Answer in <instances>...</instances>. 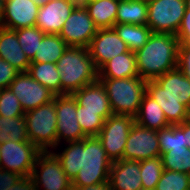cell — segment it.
Masks as SVG:
<instances>
[{
  "label": "cell",
  "mask_w": 190,
  "mask_h": 190,
  "mask_svg": "<svg viewBox=\"0 0 190 190\" xmlns=\"http://www.w3.org/2000/svg\"><path fill=\"white\" fill-rule=\"evenodd\" d=\"M106 90L113 114L132 115L138 113L147 82L140 77L99 78Z\"/></svg>",
  "instance_id": "cell-6"
},
{
  "label": "cell",
  "mask_w": 190,
  "mask_h": 190,
  "mask_svg": "<svg viewBox=\"0 0 190 190\" xmlns=\"http://www.w3.org/2000/svg\"><path fill=\"white\" fill-rule=\"evenodd\" d=\"M20 101L10 88L0 90V116L19 117L24 116Z\"/></svg>",
  "instance_id": "cell-35"
},
{
  "label": "cell",
  "mask_w": 190,
  "mask_h": 190,
  "mask_svg": "<svg viewBox=\"0 0 190 190\" xmlns=\"http://www.w3.org/2000/svg\"><path fill=\"white\" fill-rule=\"evenodd\" d=\"M160 157L165 170L185 172L190 175V149L188 147L172 148Z\"/></svg>",
  "instance_id": "cell-29"
},
{
  "label": "cell",
  "mask_w": 190,
  "mask_h": 190,
  "mask_svg": "<svg viewBox=\"0 0 190 190\" xmlns=\"http://www.w3.org/2000/svg\"><path fill=\"white\" fill-rule=\"evenodd\" d=\"M67 47L68 45L59 35L45 33L31 62H51L56 64Z\"/></svg>",
  "instance_id": "cell-27"
},
{
  "label": "cell",
  "mask_w": 190,
  "mask_h": 190,
  "mask_svg": "<svg viewBox=\"0 0 190 190\" xmlns=\"http://www.w3.org/2000/svg\"><path fill=\"white\" fill-rule=\"evenodd\" d=\"M56 103V117H57V146L60 148L61 142H75L81 141L87 137L77 120V100L73 94L57 95L53 99Z\"/></svg>",
  "instance_id": "cell-11"
},
{
  "label": "cell",
  "mask_w": 190,
  "mask_h": 190,
  "mask_svg": "<svg viewBox=\"0 0 190 190\" xmlns=\"http://www.w3.org/2000/svg\"><path fill=\"white\" fill-rule=\"evenodd\" d=\"M7 141H29L24 116L7 118L0 116V143Z\"/></svg>",
  "instance_id": "cell-28"
},
{
  "label": "cell",
  "mask_w": 190,
  "mask_h": 190,
  "mask_svg": "<svg viewBox=\"0 0 190 190\" xmlns=\"http://www.w3.org/2000/svg\"><path fill=\"white\" fill-rule=\"evenodd\" d=\"M72 6L73 10H85L91 0H67Z\"/></svg>",
  "instance_id": "cell-40"
},
{
  "label": "cell",
  "mask_w": 190,
  "mask_h": 190,
  "mask_svg": "<svg viewBox=\"0 0 190 190\" xmlns=\"http://www.w3.org/2000/svg\"><path fill=\"white\" fill-rule=\"evenodd\" d=\"M0 58L19 72H27L31 61L23 52L15 30L0 26Z\"/></svg>",
  "instance_id": "cell-20"
},
{
  "label": "cell",
  "mask_w": 190,
  "mask_h": 190,
  "mask_svg": "<svg viewBox=\"0 0 190 190\" xmlns=\"http://www.w3.org/2000/svg\"><path fill=\"white\" fill-rule=\"evenodd\" d=\"M5 1L6 0H0V26H2V20L4 16Z\"/></svg>",
  "instance_id": "cell-42"
},
{
  "label": "cell",
  "mask_w": 190,
  "mask_h": 190,
  "mask_svg": "<svg viewBox=\"0 0 190 190\" xmlns=\"http://www.w3.org/2000/svg\"><path fill=\"white\" fill-rule=\"evenodd\" d=\"M178 125L184 130L185 144H186V147L190 149V121L186 120Z\"/></svg>",
  "instance_id": "cell-41"
},
{
  "label": "cell",
  "mask_w": 190,
  "mask_h": 190,
  "mask_svg": "<svg viewBox=\"0 0 190 190\" xmlns=\"http://www.w3.org/2000/svg\"><path fill=\"white\" fill-rule=\"evenodd\" d=\"M15 31L23 52L26 53L27 57L31 61L34 58L35 52L38 49L45 33L36 26L16 29Z\"/></svg>",
  "instance_id": "cell-32"
},
{
  "label": "cell",
  "mask_w": 190,
  "mask_h": 190,
  "mask_svg": "<svg viewBox=\"0 0 190 190\" xmlns=\"http://www.w3.org/2000/svg\"><path fill=\"white\" fill-rule=\"evenodd\" d=\"M22 190H73V185L58 158L47 151L38 155L31 177Z\"/></svg>",
  "instance_id": "cell-8"
},
{
  "label": "cell",
  "mask_w": 190,
  "mask_h": 190,
  "mask_svg": "<svg viewBox=\"0 0 190 190\" xmlns=\"http://www.w3.org/2000/svg\"><path fill=\"white\" fill-rule=\"evenodd\" d=\"M148 3L143 0H119L115 24L147 25Z\"/></svg>",
  "instance_id": "cell-23"
},
{
  "label": "cell",
  "mask_w": 190,
  "mask_h": 190,
  "mask_svg": "<svg viewBox=\"0 0 190 190\" xmlns=\"http://www.w3.org/2000/svg\"><path fill=\"white\" fill-rule=\"evenodd\" d=\"M76 115L81 129L87 137L97 136L100 133L105 120L98 115V112L80 111V105L77 103Z\"/></svg>",
  "instance_id": "cell-34"
},
{
  "label": "cell",
  "mask_w": 190,
  "mask_h": 190,
  "mask_svg": "<svg viewBox=\"0 0 190 190\" xmlns=\"http://www.w3.org/2000/svg\"><path fill=\"white\" fill-rule=\"evenodd\" d=\"M88 51L99 70L107 61L129 49L113 28H100L91 40Z\"/></svg>",
  "instance_id": "cell-15"
},
{
  "label": "cell",
  "mask_w": 190,
  "mask_h": 190,
  "mask_svg": "<svg viewBox=\"0 0 190 190\" xmlns=\"http://www.w3.org/2000/svg\"><path fill=\"white\" fill-rule=\"evenodd\" d=\"M177 68L190 80V43H179Z\"/></svg>",
  "instance_id": "cell-36"
},
{
  "label": "cell",
  "mask_w": 190,
  "mask_h": 190,
  "mask_svg": "<svg viewBox=\"0 0 190 190\" xmlns=\"http://www.w3.org/2000/svg\"><path fill=\"white\" fill-rule=\"evenodd\" d=\"M179 43H190V10L185 9L181 26L176 34Z\"/></svg>",
  "instance_id": "cell-38"
},
{
  "label": "cell",
  "mask_w": 190,
  "mask_h": 190,
  "mask_svg": "<svg viewBox=\"0 0 190 190\" xmlns=\"http://www.w3.org/2000/svg\"><path fill=\"white\" fill-rule=\"evenodd\" d=\"M134 120L150 130L159 131L169 126L162 108L147 93L144 94L138 113Z\"/></svg>",
  "instance_id": "cell-22"
},
{
  "label": "cell",
  "mask_w": 190,
  "mask_h": 190,
  "mask_svg": "<svg viewBox=\"0 0 190 190\" xmlns=\"http://www.w3.org/2000/svg\"><path fill=\"white\" fill-rule=\"evenodd\" d=\"M146 93L162 108L169 125L188 120L190 80L178 68L149 80Z\"/></svg>",
  "instance_id": "cell-2"
},
{
  "label": "cell",
  "mask_w": 190,
  "mask_h": 190,
  "mask_svg": "<svg viewBox=\"0 0 190 190\" xmlns=\"http://www.w3.org/2000/svg\"><path fill=\"white\" fill-rule=\"evenodd\" d=\"M27 137L41 152L57 146V117L54 100L24 113Z\"/></svg>",
  "instance_id": "cell-7"
},
{
  "label": "cell",
  "mask_w": 190,
  "mask_h": 190,
  "mask_svg": "<svg viewBox=\"0 0 190 190\" xmlns=\"http://www.w3.org/2000/svg\"><path fill=\"white\" fill-rule=\"evenodd\" d=\"M112 28L132 52L141 49L152 35V30L147 25L125 23L115 24Z\"/></svg>",
  "instance_id": "cell-26"
},
{
  "label": "cell",
  "mask_w": 190,
  "mask_h": 190,
  "mask_svg": "<svg viewBox=\"0 0 190 190\" xmlns=\"http://www.w3.org/2000/svg\"><path fill=\"white\" fill-rule=\"evenodd\" d=\"M161 156L158 131L134 122L126 140L123 159L141 161Z\"/></svg>",
  "instance_id": "cell-12"
},
{
  "label": "cell",
  "mask_w": 190,
  "mask_h": 190,
  "mask_svg": "<svg viewBox=\"0 0 190 190\" xmlns=\"http://www.w3.org/2000/svg\"><path fill=\"white\" fill-rule=\"evenodd\" d=\"M73 190H113V189L108 180L101 184H93V185L83 186V187H73Z\"/></svg>",
  "instance_id": "cell-39"
},
{
  "label": "cell",
  "mask_w": 190,
  "mask_h": 190,
  "mask_svg": "<svg viewBox=\"0 0 190 190\" xmlns=\"http://www.w3.org/2000/svg\"><path fill=\"white\" fill-rule=\"evenodd\" d=\"M41 151L30 141H7L0 149V190L22 189Z\"/></svg>",
  "instance_id": "cell-4"
},
{
  "label": "cell",
  "mask_w": 190,
  "mask_h": 190,
  "mask_svg": "<svg viewBox=\"0 0 190 190\" xmlns=\"http://www.w3.org/2000/svg\"><path fill=\"white\" fill-rule=\"evenodd\" d=\"M179 40L171 33H152L147 43L135 52L138 75L154 80L177 68Z\"/></svg>",
  "instance_id": "cell-3"
},
{
  "label": "cell",
  "mask_w": 190,
  "mask_h": 190,
  "mask_svg": "<svg viewBox=\"0 0 190 190\" xmlns=\"http://www.w3.org/2000/svg\"><path fill=\"white\" fill-rule=\"evenodd\" d=\"M147 3V26L152 33L176 35L185 13V0H151Z\"/></svg>",
  "instance_id": "cell-9"
},
{
  "label": "cell",
  "mask_w": 190,
  "mask_h": 190,
  "mask_svg": "<svg viewBox=\"0 0 190 190\" xmlns=\"http://www.w3.org/2000/svg\"><path fill=\"white\" fill-rule=\"evenodd\" d=\"M35 1L39 6L46 5L50 0H33Z\"/></svg>",
  "instance_id": "cell-43"
},
{
  "label": "cell",
  "mask_w": 190,
  "mask_h": 190,
  "mask_svg": "<svg viewBox=\"0 0 190 190\" xmlns=\"http://www.w3.org/2000/svg\"><path fill=\"white\" fill-rule=\"evenodd\" d=\"M9 88L18 98L24 112L51 102L55 95L34 80L28 72H20L10 83Z\"/></svg>",
  "instance_id": "cell-13"
},
{
  "label": "cell",
  "mask_w": 190,
  "mask_h": 190,
  "mask_svg": "<svg viewBox=\"0 0 190 190\" xmlns=\"http://www.w3.org/2000/svg\"><path fill=\"white\" fill-rule=\"evenodd\" d=\"M109 182L113 190H143L140 161L121 159L113 162Z\"/></svg>",
  "instance_id": "cell-19"
},
{
  "label": "cell",
  "mask_w": 190,
  "mask_h": 190,
  "mask_svg": "<svg viewBox=\"0 0 190 190\" xmlns=\"http://www.w3.org/2000/svg\"><path fill=\"white\" fill-rule=\"evenodd\" d=\"M61 151L51 152L58 158L73 187L101 184L109 180L112 161L97 136L68 142Z\"/></svg>",
  "instance_id": "cell-1"
},
{
  "label": "cell",
  "mask_w": 190,
  "mask_h": 190,
  "mask_svg": "<svg viewBox=\"0 0 190 190\" xmlns=\"http://www.w3.org/2000/svg\"><path fill=\"white\" fill-rule=\"evenodd\" d=\"M188 120L190 121V108H189V111H188Z\"/></svg>",
  "instance_id": "cell-45"
},
{
  "label": "cell",
  "mask_w": 190,
  "mask_h": 190,
  "mask_svg": "<svg viewBox=\"0 0 190 190\" xmlns=\"http://www.w3.org/2000/svg\"><path fill=\"white\" fill-rule=\"evenodd\" d=\"M73 96L80 105V111L98 112L104 120L113 115L108 95L99 80L75 91Z\"/></svg>",
  "instance_id": "cell-18"
},
{
  "label": "cell",
  "mask_w": 190,
  "mask_h": 190,
  "mask_svg": "<svg viewBox=\"0 0 190 190\" xmlns=\"http://www.w3.org/2000/svg\"><path fill=\"white\" fill-rule=\"evenodd\" d=\"M139 77L135 52L128 51L107 61L99 69V78H131Z\"/></svg>",
  "instance_id": "cell-21"
},
{
  "label": "cell",
  "mask_w": 190,
  "mask_h": 190,
  "mask_svg": "<svg viewBox=\"0 0 190 190\" xmlns=\"http://www.w3.org/2000/svg\"><path fill=\"white\" fill-rule=\"evenodd\" d=\"M155 190H190V175L164 169Z\"/></svg>",
  "instance_id": "cell-33"
},
{
  "label": "cell",
  "mask_w": 190,
  "mask_h": 190,
  "mask_svg": "<svg viewBox=\"0 0 190 190\" xmlns=\"http://www.w3.org/2000/svg\"><path fill=\"white\" fill-rule=\"evenodd\" d=\"M27 72L34 80L50 90L55 96L61 95L60 74L55 63L31 62Z\"/></svg>",
  "instance_id": "cell-24"
},
{
  "label": "cell",
  "mask_w": 190,
  "mask_h": 190,
  "mask_svg": "<svg viewBox=\"0 0 190 190\" xmlns=\"http://www.w3.org/2000/svg\"><path fill=\"white\" fill-rule=\"evenodd\" d=\"M135 120L132 115L113 114L97 135L112 162L123 159L126 140Z\"/></svg>",
  "instance_id": "cell-10"
},
{
  "label": "cell",
  "mask_w": 190,
  "mask_h": 190,
  "mask_svg": "<svg viewBox=\"0 0 190 190\" xmlns=\"http://www.w3.org/2000/svg\"><path fill=\"white\" fill-rule=\"evenodd\" d=\"M56 65L60 74L61 94H73L99 79V70L88 48L68 46Z\"/></svg>",
  "instance_id": "cell-5"
},
{
  "label": "cell",
  "mask_w": 190,
  "mask_h": 190,
  "mask_svg": "<svg viewBox=\"0 0 190 190\" xmlns=\"http://www.w3.org/2000/svg\"><path fill=\"white\" fill-rule=\"evenodd\" d=\"M72 11L67 0H50L39 7L35 26L44 33L58 35Z\"/></svg>",
  "instance_id": "cell-17"
},
{
  "label": "cell",
  "mask_w": 190,
  "mask_h": 190,
  "mask_svg": "<svg viewBox=\"0 0 190 190\" xmlns=\"http://www.w3.org/2000/svg\"><path fill=\"white\" fill-rule=\"evenodd\" d=\"M97 31L87 9L73 10L58 35L68 46L88 48Z\"/></svg>",
  "instance_id": "cell-14"
},
{
  "label": "cell",
  "mask_w": 190,
  "mask_h": 190,
  "mask_svg": "<svg viewBox=\"0 0 190 190\" xmlns=\"http://www.w3.org/2000/svg\"><path fill=\"white\" fill-rule=\"evenodd\" d=\"M39 7L33 0H6L2 27L12 30L34 27Z\"/></svg>",
  "instance_id": "cell-16"
},
{
  "label": "cell",
  "mask_w": 190,
  "mask_h": 190,
  "mask_svg": "<svg viewBox=\"0 0 190 190\" xmlns=\"http://www.w3.org/2000/svg\"><path fill=\"white\" fill-rule=\"evenodd\" d=\"M119 0L90 1L87 11L94 24L100 28H112L115 25Z\"/></svg>",
  "instance_id": "cell-25"
},
{
  "label": "cell",
  "mask_w": 190,
  "mask_h": 190,
  "mask_svg": "<svg viewBox=\"0 0 190 190\" xmlns=\"http://www.w3.org/2000/svg\"><path fill=\"white\" fill-rule=\"evenodd\" d=\"M164 167L161 157H155L140 161V177L143 190H155L156 185L161 178Z\"/></svg>",
  "instance_id": "cell-30"
},
{
  "label": "cell",
  "mask_w": 190,
  "mask_h": 190,
  "mask_svg": "<svg viewBox=\"0 0 190 190\" xmlns=\"http://www.w3.org/2000/svg\"><path fill=\"white\" fill-rule=\"evenodd\" d=\"M186 9L190 10V0H185Z\"/></svg>",
  "instance_id": "cell-44"
},
{
  "label": "cell",
  "mask_w": 190,
  "mask_h": 190,
  "mask_svg": "<svg viewBox=\"0 0 190 190\" xmlns=\"http://www.w3.org/2000/svg\"><path fill=\"white\" fill-rule=\"evenodd\" d=\"M19 73L10 63L0 58V90L9 88L10 83Z\"/></svg>",
  "instance_id": "cell-37"
},
{
  "label": "cell",
  "mask_w": 190,
  "mask_h": 190,
  "mask_svg": "<svg viewBox=\"0 0 190 190\" xmlns=\"http://www.w3.org/2000/svg\"><path fill=\"white\" fill-rule=\"evenodd\" d=\"M158 140L161 154L171 151L172 148L186 147L184 130L179 125H169L159 130Z\"/></svg>",
  "instance_id": "cell-31"
}]
</instances>
